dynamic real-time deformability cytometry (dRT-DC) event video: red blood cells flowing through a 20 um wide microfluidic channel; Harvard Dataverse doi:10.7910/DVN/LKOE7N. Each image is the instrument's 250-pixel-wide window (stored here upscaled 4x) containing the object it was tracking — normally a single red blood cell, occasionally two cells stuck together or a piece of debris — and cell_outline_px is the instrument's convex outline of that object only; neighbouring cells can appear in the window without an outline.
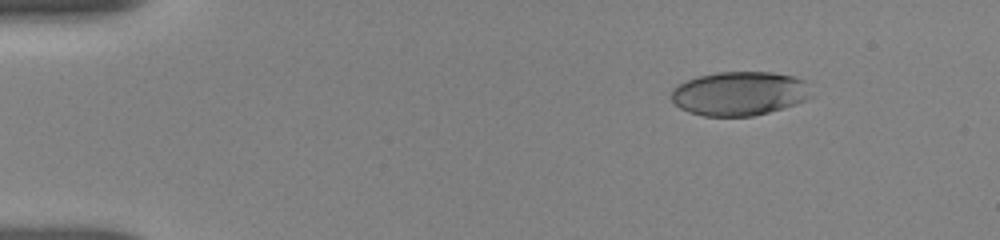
{"species": "human", "species_latin": "Homo sapiens", "temperature_condition": "room temperature", "stored_images_in_passage": 5, "camera_frame_rate_fps": 3000, "um_per_image_px": 0.085, "donor": {"sex": "female"}, "frame": {"image": 1, "passage_image": 2, "time_ms": 1.333, "image_size_px": [1000, 240], "cell_outline_px": [[812, 96], [796, 104], [784, 108], [752, 116], [704, 116], [688, 112], [680, 108], [672, 100], [672, 88], [696, 76], [716, 72], [772, 72], [792, 76], [804, 80]], "centroid_in_image_um": [62.84, 7.95], "position_along_channel_um": 22.2, "area_um2": 35.84}}
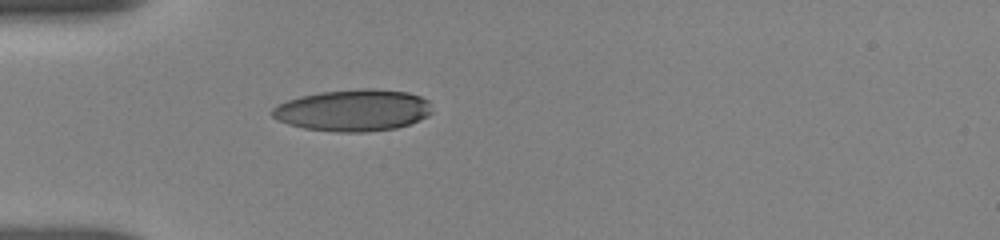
{"frame": {"image": 2, "passage_image": 5, "time_ms": 4.333, "image_size_px": [1000, 240], "cell_outline_px": [[432, 112], [428, 116], [420, 120], [396, 128], [364, 132], [336, 132], [304, 128], [288, 124], [272, 116], [272, 108], [276, 104], [300, 96], [320, 92], [356, 88], [372, 88], [408, 92], [420, 96], [428, 100]], "centroid_in_image_um": [30.03, 9.36], "position_along_channel_um": 55.0, "area_um2": 39.02}}